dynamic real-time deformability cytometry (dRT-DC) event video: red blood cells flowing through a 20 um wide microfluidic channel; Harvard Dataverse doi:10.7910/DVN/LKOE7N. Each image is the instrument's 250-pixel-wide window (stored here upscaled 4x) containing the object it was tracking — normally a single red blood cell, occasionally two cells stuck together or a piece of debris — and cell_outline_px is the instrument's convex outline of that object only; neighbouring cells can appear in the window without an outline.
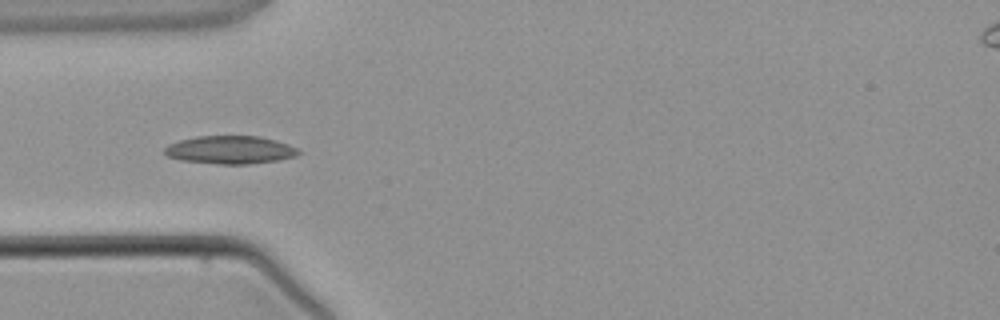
{"species": "common noctule bat (a hibernating species)", "species_latin": "Nyctalus noctula", "temperature_condition": "warm", "stored_images_in_passage": 3, "camera_frame_rate_fps": 3000, "um_per_image_px": 0.085, "animal": {"sex": "male", "body_mass_g": 21.5, "forearm_length_mm": 52.0}, "frame": {"image": 1, "passage_image": 2, "time_ms": 2.0, "image_size_px": [1000, 320], "cell_outline_px": [[300, 152], [296, 156], [280, 160], [248, 164], [220, 164], [180, 160], [168, 156], [164, 152], [164, 148], [168, 144], [180, 140], [196, 136], [260, 136], [276, 140], [288, 144], [296, 148]], "centroid_in_image_um": [19.56, 12.74], "position_along_channel_um": 65.4, "area_um2": 21.91}}
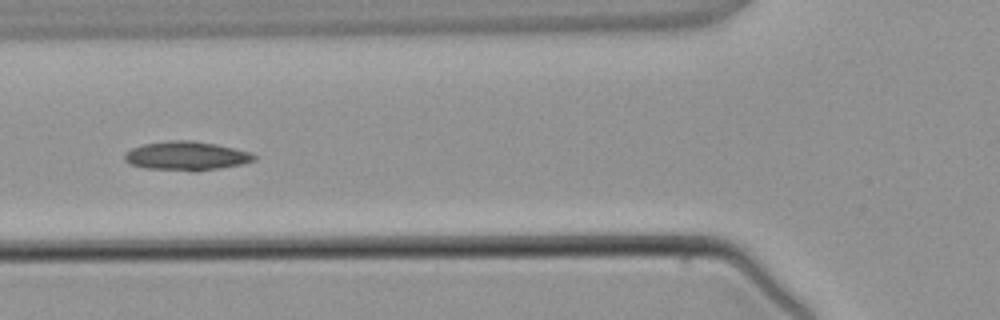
{"frame": {"image": 2, "passage_image": 3, "time_ms": 3.0, "image_size_px": [1000, 320], "cell_outline_px": [[256, 160], [244, 164], [196, 172], [144, 168], [128, 164], [124, 160], [124, 152], [132, 148], [144, 144], [168, 140], [192, 140], [216, 144], [248, 152], [256, 156]], "centroid_in_image_um": [15.81, 13.26], "position_along_channel_um": 110.0, "area_um2": 22.08}}